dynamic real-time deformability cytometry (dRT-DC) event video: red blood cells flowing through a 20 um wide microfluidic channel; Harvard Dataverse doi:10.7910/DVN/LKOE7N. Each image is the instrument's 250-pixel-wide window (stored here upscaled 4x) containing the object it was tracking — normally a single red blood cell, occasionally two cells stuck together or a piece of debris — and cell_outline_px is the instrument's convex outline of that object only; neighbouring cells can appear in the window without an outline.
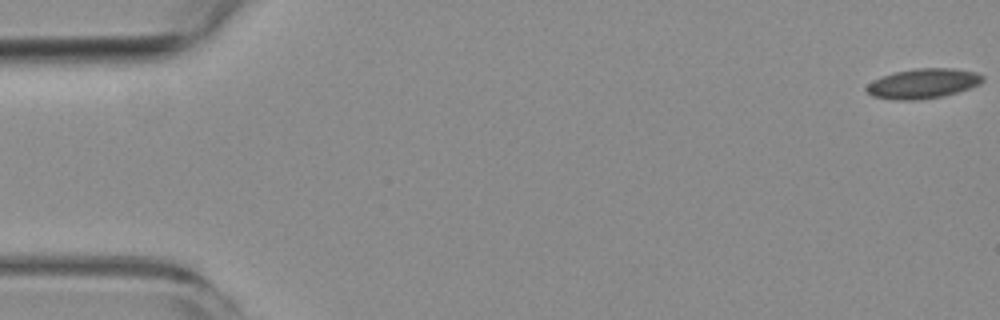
{"species": "common noctule bat (a hibernating species)", "species_latin": "Nyctalus noctula", "temperature_condition": "room temperature", "stored_images_in_passage": 5, "camera_frame_rate_fps": 3000, "um_per_image_px": 0.085, "animal": {"sex": "female", "body_mass_g": 19.3, "forearm_length_mm": 54.1}, "frame": {"image": 1, "passage_image": 1, "time_ms": 0.0, "image_size_px": [1000, 320], "cell_outline_px": [[984, 80], [980, 84], [944, 96], [916, 100], [896, 100], [872, 96], [864, 88], [872, 80], [896, 72], [916, 68], [952, 68], [976, 72], [984, 76]], "centroid_in_image_um": [78.46, 7.1], "position_along_channel_um": 6.5, "area_um2": 20.11}}
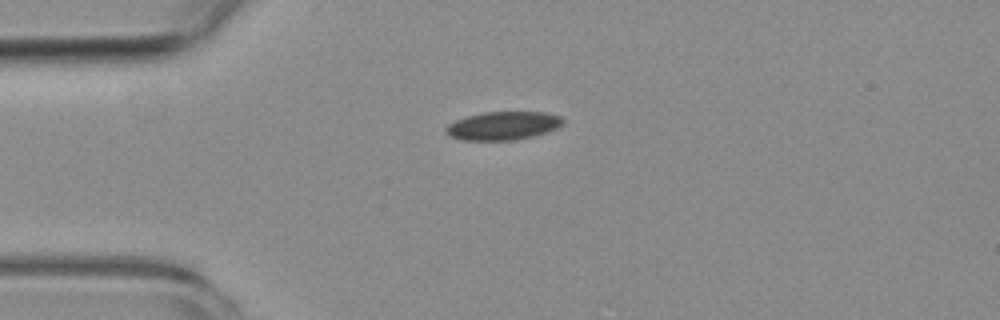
{"frame": {"image": 2, "passage_image": 4, "time_ms": 4.667, "image_size_px": [1000, 320], "cell_outline_px": [[564, 124], [548, 132], [516, 140], [460, 140], [444, 132], [444, 128], [448, 124], [456, 120], [468, 116], [484, 112], [548, 112], [560, 116], [564, 120]], "centroid_in_image_um": [42.77, 10.68], "position_along_channel_um": 42.2, "area_um2": 19.42}}